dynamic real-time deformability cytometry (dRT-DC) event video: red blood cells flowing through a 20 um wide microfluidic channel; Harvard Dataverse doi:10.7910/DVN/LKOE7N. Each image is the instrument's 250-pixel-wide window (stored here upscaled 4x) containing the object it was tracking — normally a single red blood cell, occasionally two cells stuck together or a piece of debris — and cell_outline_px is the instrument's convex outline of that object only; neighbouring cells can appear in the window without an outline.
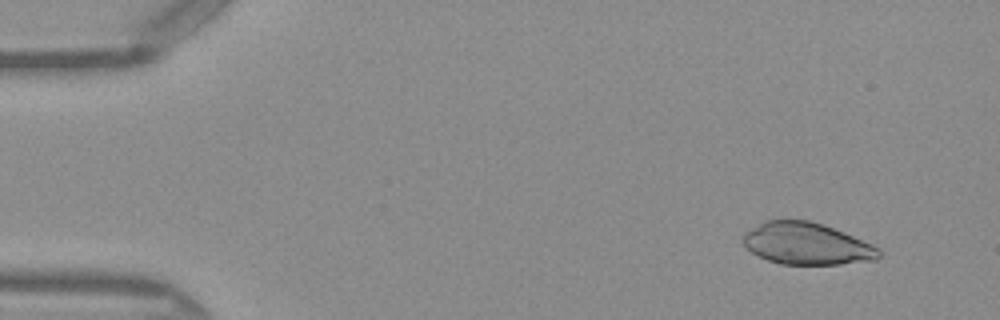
{"species": "Egyptian fruit bat (a non-hibernating species)", "species_latin": "Rousettus aegyptiacus", "temperature_condition": "warm", "stored_images_in_passage": 49, "camera_frame_rate_fps": 3000, "um_per_image_px": 0.085, "frame": {"image": 1, "passage_image": 4, "time_ms": 1.0, "image_size_px": [1000, 320], "cell_outline_px": [[880, 256], [876, 260], [840, 264], [780, 264], [768, 260], [752, 252], [744, 244], [744, 232], [764, 220], [808, 220], [832, 228], [872, 244], [880, 248]], "centroid_in_image_um": [68.57, 20.72], "position_along_channel_um": 16.4, "area_um2": 32.83}}
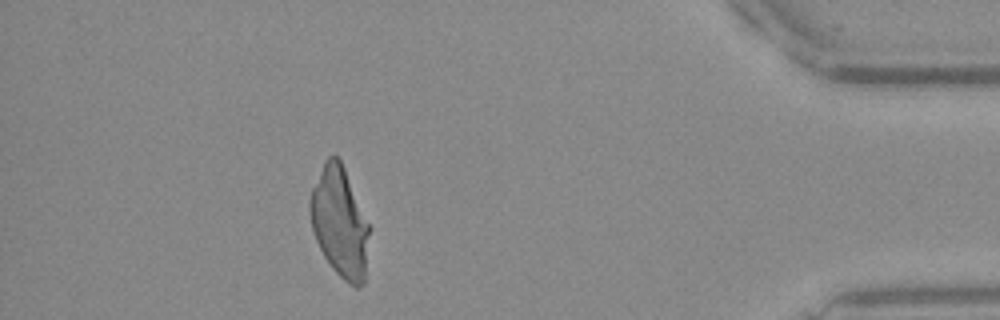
{"frame": {"image": 2, "passage_image": 44, "time_ms": 14.333, "image_size_px": [1000, 320], "cell_outline_px": [[368, 232], [364, 284], [360, 288], [356, 288], [348, 284], [332, 268], [324, 256], [316, 240], [312, 228], [308, 212], [308, 200], [312, 188], [324, 160], [332, 152], [340, 160], [344, 168], [368, 224]], "centroid_in_image_um": [28.82, 18.88], "position_along_channel_um": 406.4, "area_um2": 37.63}}